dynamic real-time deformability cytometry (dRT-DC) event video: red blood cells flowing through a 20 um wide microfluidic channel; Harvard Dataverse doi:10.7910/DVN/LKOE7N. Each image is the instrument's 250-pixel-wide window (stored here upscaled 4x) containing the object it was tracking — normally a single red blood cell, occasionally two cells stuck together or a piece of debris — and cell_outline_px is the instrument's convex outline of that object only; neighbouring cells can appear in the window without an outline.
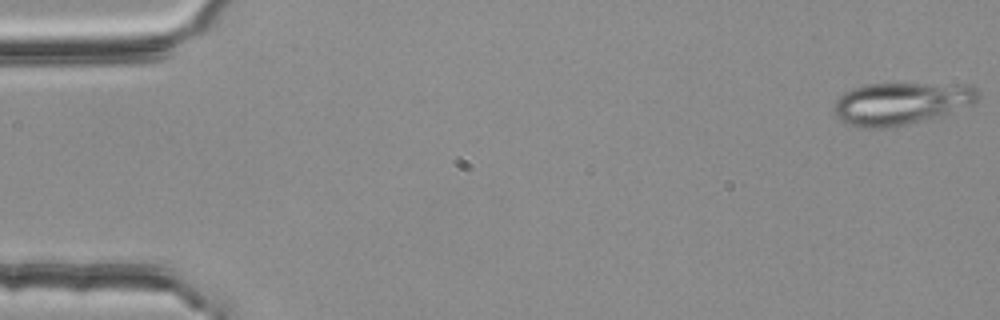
{"species": "common noctule bat (a hibernating species)", "species_latin": "Nyctalus noctula", "temperature_condition": "room temperature", "stored_images_in_passage": 54, "camera_frame_rate_fps": 3000, "um_per_image_px": 0.085, "animal": {"sex": "female", "body_mass_g": 25.1}, "frame": {"image": 1, "passage_image": 1, "time_ms": 0.0, "image_size_px": [1000, 320], "cell_outline_px": [[980, 96], [972, 104], [936, 116], [888, 128], [864, 128], [840, 120], [836, 116], [832, 108], [836, 100], [844, 92], [852, 88], [868, 84], [972, 84], [980, 92]], "centroid_in_image_um": [76.57, 8.77], "position_along_channel_um": 8.4, "area_um2": 35.14}}
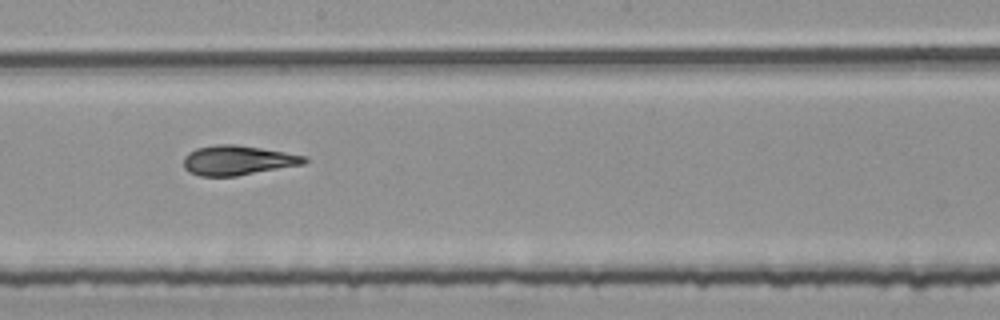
{"frame": {"image": 2, "passage_image": 30, "time_ms": 9.667, "image_size_px": [1000, 320], "cell_outline_px": [[308, 160], [304, 164], [236, 176], [200, 176], [188, 172], [184, 168], [184, 156], [188, 152], [196, 148], [216, 144], [236, 144], [308, 156]], "centroid_in_image_um": [20.18, 13.62], "position_along_channel_um": 228.0, "area_um2": 20.92}}
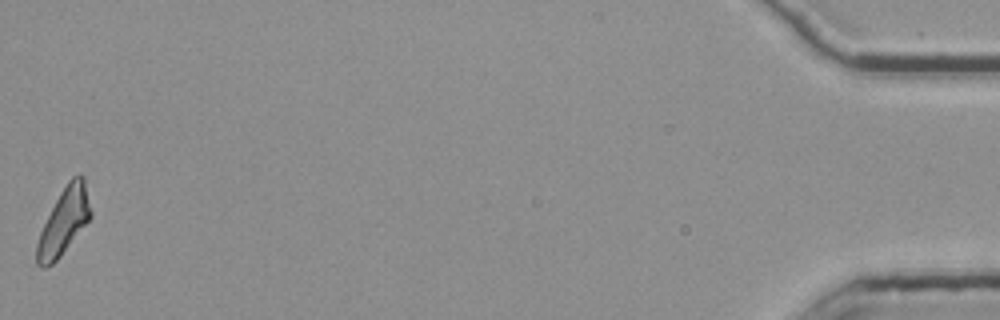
{"frame": {"image": 3, "passage_image": 54, "time_ms": 17.667, "image_size_px": [1000, 320], "cell_outline_px": [[92, 216], [60, 256], [52, 264], [44, 268], [40, 268], [36, 264], [36, 244], [40, 232], [60, 192], [68, 180], [72, 176], [84, 176], [92, 212]], "centroid_in_image_um": [5.42, 18.83], "position_along_channel_um": 429.8, "area_um2": 20.52}, "authors_computed_cell_mechanics": {"area_um2": 20.9525, "velocity_mm_per_s": 3.777, "shape_relaxation_time_tau1_ms": 9.2799, "shape_relaxation_time_tau2_ms": 2.3793, "deformation_change_tau1": 0.247, "deformation_change_tau2": 0.0843}}